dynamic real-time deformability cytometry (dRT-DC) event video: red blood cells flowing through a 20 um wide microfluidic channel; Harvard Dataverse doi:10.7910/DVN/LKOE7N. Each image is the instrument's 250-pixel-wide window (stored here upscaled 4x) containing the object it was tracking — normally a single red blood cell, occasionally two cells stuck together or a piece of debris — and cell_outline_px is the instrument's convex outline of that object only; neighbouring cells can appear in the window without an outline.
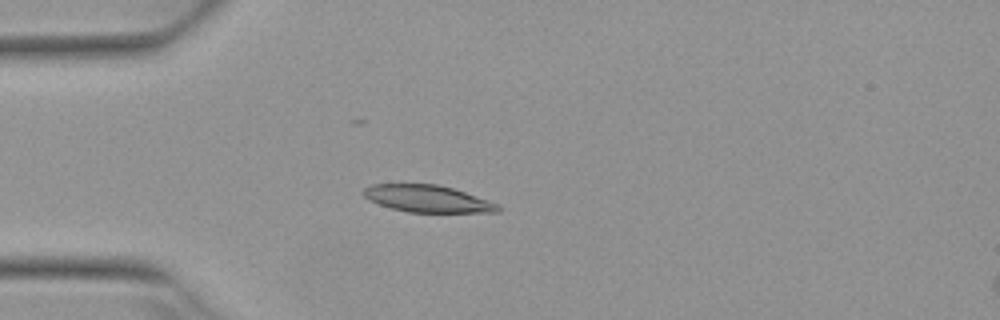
{"species": "Egyptian fruit bat (a non-hibernating species)", "species_latin": "Rousettus aegyptiacus", "temperature_condition": "warm", "stored_images_in_passage": 5, "camera_frame_rate_fps": 3000, "um_per_image_px": 0.085, "animal": {"sex": "female"}, "frame": {"image": 1, "passage_image": 5, "time_ms": 1.333, "image_size_px": [1000, 320], "cell_outline_px": [[500, 212], [408, 212], [392, 208], [368, 200], [360, 192], [364, 188], [372, 184], [436, 184], [452, 188], [500, 204]], "centroid_in_image_um": [36.32, 16.89], "position_along_channel_um": 48.7, "area_um2": 21.1}}